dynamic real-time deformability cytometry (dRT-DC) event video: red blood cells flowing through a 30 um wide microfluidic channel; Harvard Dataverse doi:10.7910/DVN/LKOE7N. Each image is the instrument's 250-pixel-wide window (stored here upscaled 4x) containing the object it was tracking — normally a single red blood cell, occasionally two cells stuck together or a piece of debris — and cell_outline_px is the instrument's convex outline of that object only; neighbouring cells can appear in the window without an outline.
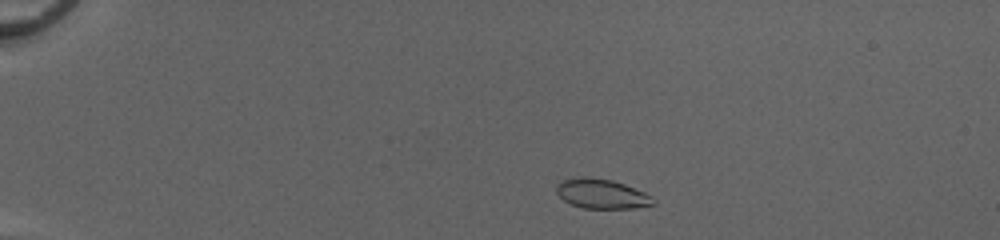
{"species": "common noctule bat (a hibernating species)", "species_latin": "Nyctalus noctula", "temperature_condition": "cold", "stored_images_in_passage": 43, "camera_frame_rate_fps": 3000, "um_per_image_px": 0.085, "animal": {"sex": "female", "body_mass_g": 20.0, "forearm_length_mm": 54.0}, "frame": {"image": 1, "passage_image": 3, "time_ms": 0.667, "image_size_px": [1000, 240], "cell_outline_px": [[656, 204], [632, 208], [584, 208], [572, 204], [564, 200], [556, 192], [556, 184], [560, 180], [580, 176], [584, 176], [612, 180], [624, 184], [644, 192]], "centroid_in_image_um": [51.07, 16.45], "position_along_channel_um": 33.9, "area_um2": 16.53}}
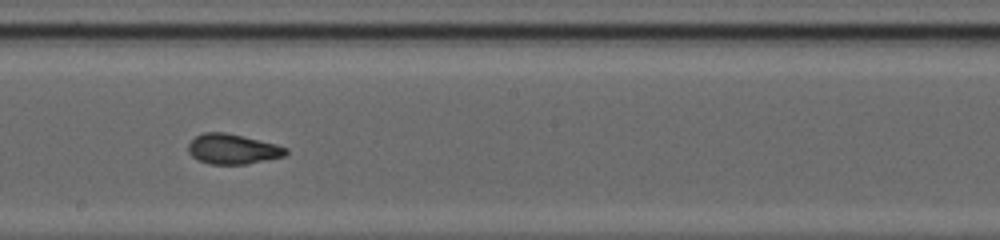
{"frame": {"image": 2, "passage_image": 23, "time_ms": 7.333, "image_size_px": [1000, 240], "cell_outline_px": [[288, 152], [284, 156], [244, 164], [208, 164], [192, 156], [188, 152], [188, 144], [196, 136], [204, 132], [224, 132], [244, 136], [276, 144], [288, 148]], "centroid_in_image_um": [19.77, 12.66], "position_along_channel_um": 228.4, "area_um2": 16.99}}
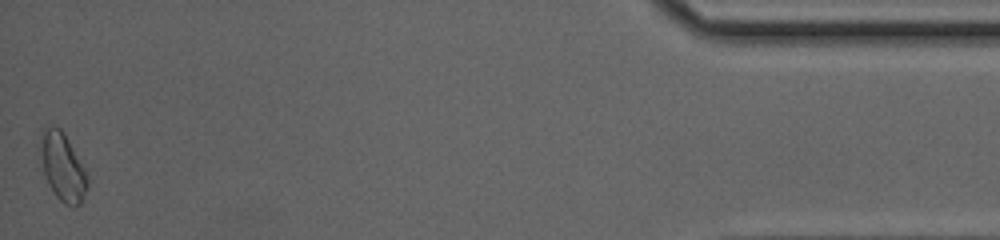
{"frame": {"image": 3, "passage_image": 43, "time_ms": 14.0, "image_size_px": [1000, 240], "cell_outline_px": [[88, 184], [80, 204], [72, 208], [64, 204], [56, 196], [48, 184], [36, 148], [44, 128], [52, 124], [60, 128], [64, 132], [88, 176]], "centroid_in_image_um": [5.27, 14.15], "position_along_channel_um": 429.9, "area_um2": 18.96}, "authors_computed_cell_mechanics": {"area_um2": 16.8198, "velocity_mm_per_s": 4.1591, "shape_relaxation_time_tau1_ms": 3.4907, "shape_relaxation_time_tau2_ms": 1.208, "deformation_change_tau1": 0.1624, "deformation_change_tau2": 0.054}}